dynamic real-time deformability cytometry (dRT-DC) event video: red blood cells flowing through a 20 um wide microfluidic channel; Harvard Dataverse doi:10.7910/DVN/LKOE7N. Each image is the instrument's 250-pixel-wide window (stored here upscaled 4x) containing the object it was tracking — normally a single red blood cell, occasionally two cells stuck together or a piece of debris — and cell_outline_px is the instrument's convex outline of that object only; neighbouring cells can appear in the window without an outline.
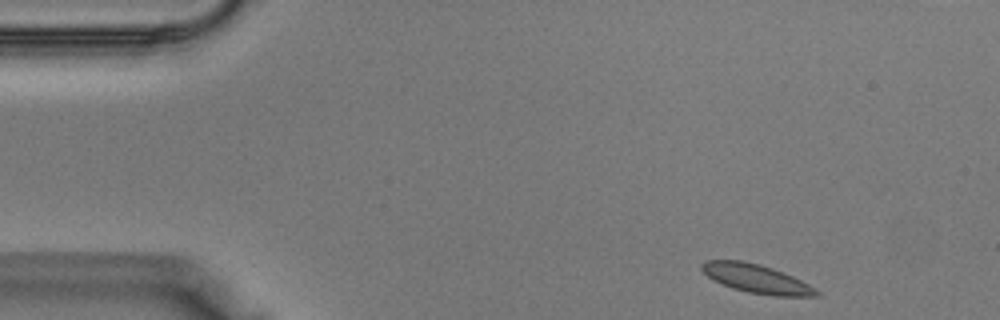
{"species": "Egyptian fruit bat (a non-hibernating species)", "species_latin": "Rousettus aegyptiacus", "temperature_condition": "warm", "stored_images_in_passage": 37, "camera_frame_rate_fps": 3000, "um_per_image_px": 0.085, "animal": {"sex": "male"}, "frame": {"image": 1, "passage_image": 1, "time_ms": 0.0, "image_size_px": [1000, 320], "cell_outline_px": [[820, 296], [772, 296], [748, 292], [732, 288], [712, 280], [700, 268], [700, 264], [704, 260], [744, 260], [760, 264], [772, 268], [792, 276], [816, 288], [820, 292]], "centroid_in_image_um": [64.28, 23.68], "position_along_channel_um": 20.7, "area_um2": 19.31}}
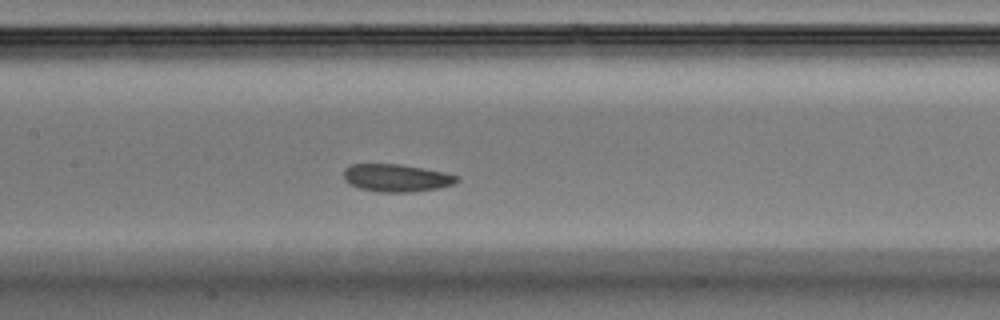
{"frame": {"image": 2, "passage_image": 15, "time_ms": 4.667, "image_size_px": [1000, 320], "cell_outline_px": [[460, 180], [452, 184], [440, 188], [412, 192], [380, 192], [360, 188], [348, 184], [344, 180], [344, 168], [352, 164], [400, 164], [444, 172], [460, 176]], "centroid_in_image_um": [33.7, 15.12], "position_along_channel_um": 173.7, "area_um2": 18.32}}
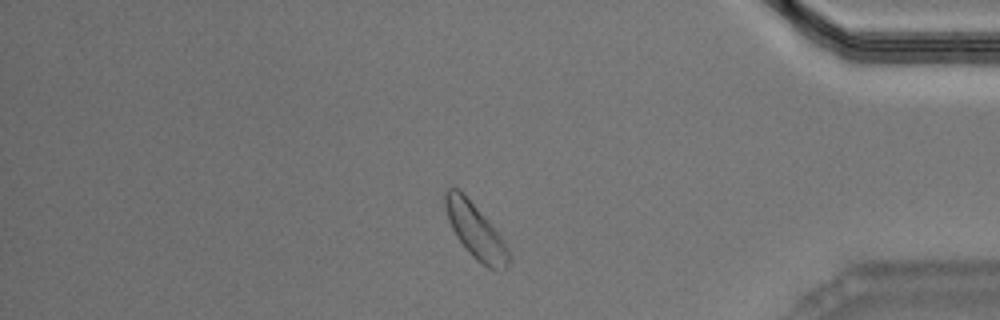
{"frame": {"image": 3, "passage_image": 30, "time_ms": 9.667, "image_size_px": [1000, 320], "cell_outline_px": [[512, 260], [504, 268], [488, 268], [476, 260], [468, 252], [456, 236], [448, 220], [444, 208], [444, 188], [452, 184], [464, 192], [504, 240], [508, 248]], "centroid_in_image_um": [40.37, 19.55], "position_along_channel_um": 394.8, "area_um2": 20.58}}